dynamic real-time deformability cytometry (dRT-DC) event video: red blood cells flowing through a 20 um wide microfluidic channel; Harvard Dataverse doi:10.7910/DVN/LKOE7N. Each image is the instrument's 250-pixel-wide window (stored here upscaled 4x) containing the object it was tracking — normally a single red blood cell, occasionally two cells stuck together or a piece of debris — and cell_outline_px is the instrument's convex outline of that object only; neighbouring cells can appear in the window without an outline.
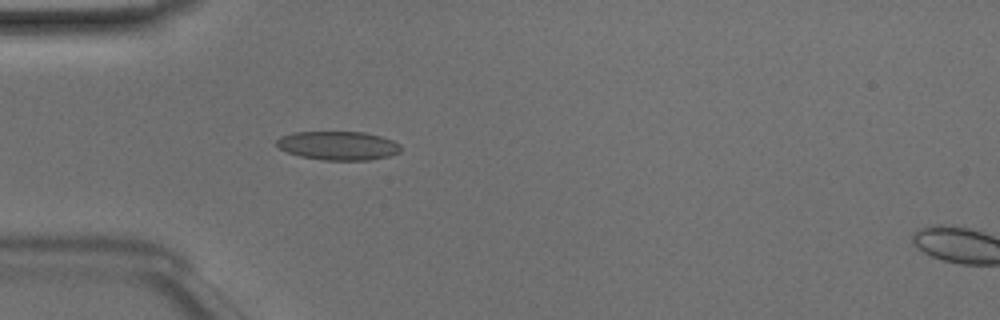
{"species": "Egyptian fruit bat (a non-hibernating species)", "species_latin": "Rousettus aegyptiacus", "temperature_condition": "room temperature", "stored_images_in_passage": 35, "camera_frame_rate_fps": 3000, "um_per_image_px": 0.085, "animal": {"sex": "male"}, "frame": {"image": 1, "passage_image": 1, "time_ms": 0.0, "image_size_px": [1000, 320], "cell_outline_px": [[400, 152], [388, 156], [368, 160], [324, 160], [300, 156], [288, 152], [280, 148], [276, 144], [276, 140], [280, 136], [292, 132], [364, 132], [380, 136], [392, 140], [400, 144]], "centroid_in_image_um": [28.73, 12.37], "position_along_channel_um": 56.3, "area_um2": 20.75}}
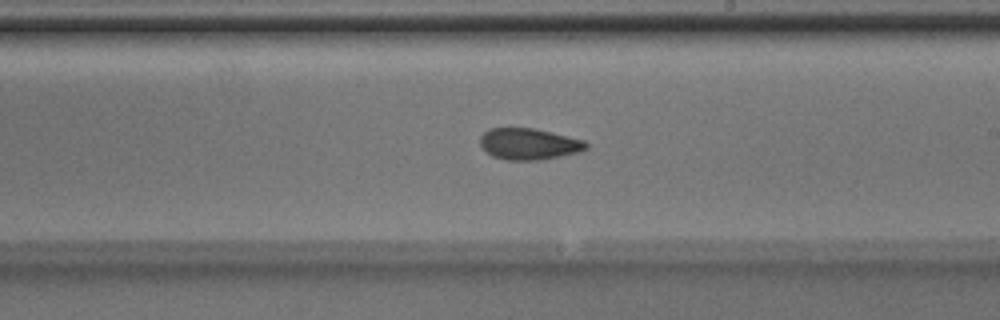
{"frame": {"image": 2, "passage_image": 15, "time_ms": 4.667, "image_size_px": [1000, 320], "cell_outline_px": [[588, 148], [580, 152], [540, 160], [504, 160], [492, 156], [480, 144], [480, 136], [488, 128], [532, 128], [584, 140], [588, 144]], "centroid_in_image_um": [44.95, 12.24], "position_along_channel_um": 244.1, "area_um2": 19.31}}
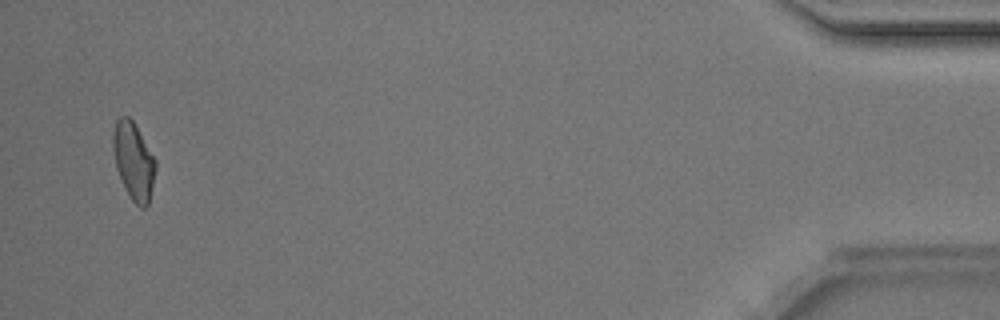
{"frame": {"image": 3, "passage_image": 34, "time_ms": 11.0, "image_size_px": [1000, 320], "cell_outline_px": [[156, 168], [148, 204], [144, 208], [140, 208], [132, 200], [116, 168], [112, 148], [112, 136], [116, 120], [120, 116], [128, 116], [132, 120], [156, 160]], "centroid_in_image_um": [11.34, 13.66], "position_along_channel_um": 423.9, "area_um2": 18.84}, "authors_computed_cell_mechanics": {"area_um2": 19.1318, "velocity_mm_per_s": 4.1408, "shape_relaxation_time_tau1_ms": 5.7992, "shape_relaxation_time_tau2_ms": 3.0107, "deformation_change_tau1": 0.138, "deformation_change_tau2": 0.0956}}